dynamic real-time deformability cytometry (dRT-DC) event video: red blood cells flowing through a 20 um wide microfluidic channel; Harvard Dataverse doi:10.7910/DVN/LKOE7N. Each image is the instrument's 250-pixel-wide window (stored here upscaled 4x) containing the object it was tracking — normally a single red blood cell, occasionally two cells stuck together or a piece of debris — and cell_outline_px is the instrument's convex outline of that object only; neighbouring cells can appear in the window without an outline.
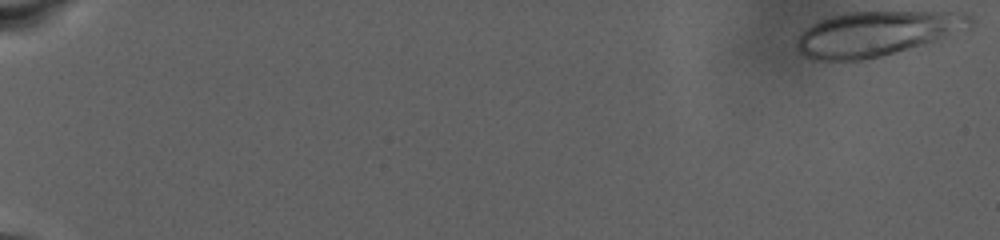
{"species": "human", "species_latin": "Homo sapiens", "temperature_condition": "warm", "stored_images_in_passage": 78, "camera_frame_rate_fps": 3000, "um_per_image_px": 0.085, "donor": {"sex": "male"}, "frame": {"image": 1, "passage_image": 1, "time_ms": 0.0, "image_size_px": [1000, 240], "cell_outline_px": [[972, 24], [968, 28], [924, 44], [880, 56], [864, 60], [812, 60], [804, 56], [796, 48], [796, 40], [812, 24], [820, 20], [832, 16], [848, 12], [964, 12], [972, 16]], "centroid_in_image_um": [74.5, 2.85], "position_along_channel_um": 10.5, "area_um2": 44.68}}
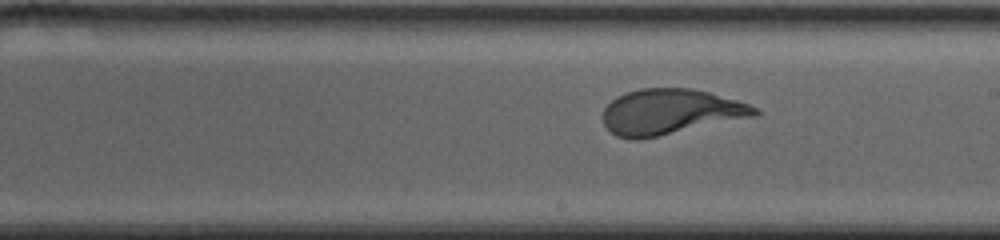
{"frame": {"image": 2, "passage_image": 53, "time_ms": 17.333, "image_size_px": [1000, 240], "cell_outline_px": [[760, 112], [756, 116], [636, 140], [632, 140], [616, 136], [604, 124], [604, 108], [616, 96], [640, 88], [692, 88], [708, 92], [736, 100], [748, 104], [756, 108]], "centroid_in_image_um": [56.96, 9.5], "position_along_channel_um": 232.0, "area_um2": 39.71}}
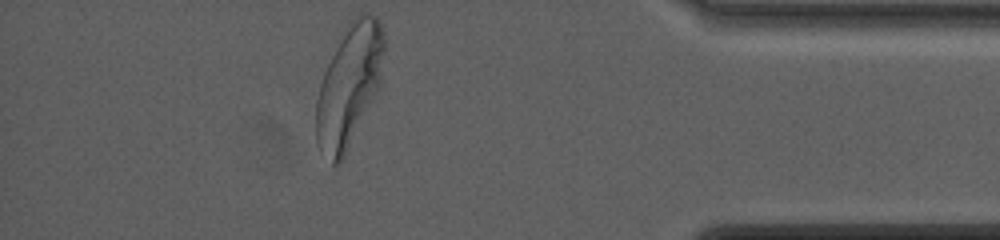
{"frame": {"image": 3, "passage_image": 77, "time_ms": 25.333, "image_size_px": [1000, 240], "cell_outline_px": [[384, 48], [380, 88], [344, 156], [336, 164], [332, 164], [316, 144], [316, 100], [320, 84], [324, 72], [336, 40], [348, 20], [360, 12], [368, 12], [376, 16], [380, 20], [384, 40]], "centroid_in_image_um": [29.68, 7.18], "position_along_channel_um": 405.5, "area_um2": 48.84}}